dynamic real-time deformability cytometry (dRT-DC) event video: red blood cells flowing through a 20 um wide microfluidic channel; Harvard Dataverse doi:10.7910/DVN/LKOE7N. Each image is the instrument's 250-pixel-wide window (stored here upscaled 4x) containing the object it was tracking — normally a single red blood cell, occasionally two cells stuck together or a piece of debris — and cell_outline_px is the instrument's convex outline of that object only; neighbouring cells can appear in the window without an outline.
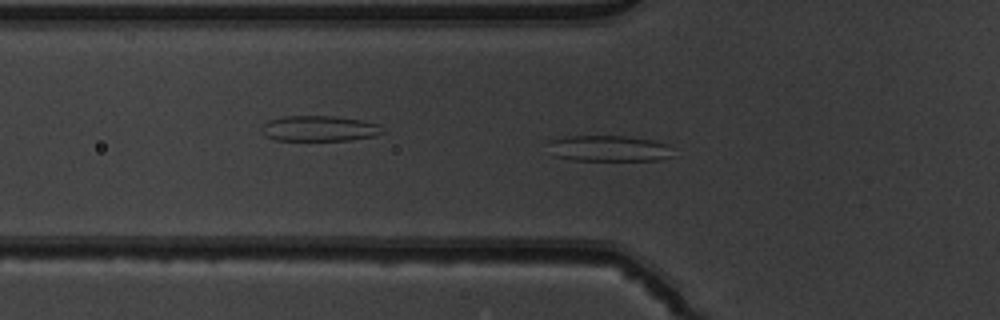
{"species": "common noctule bat (a hibernating species)", "species_latin": "Nyctalus noctula", "temperature_condition": "warm", "stored_images_in_passage": 46, "camera_frame_rate_fps": 3000, "um_per_image_px": 0.085, "animal": {"sex": "male", "body_mass_g": 19.5, "forearm_length_mm": 54.6}, "frame": {"image": 1, "passage_image": 11, "time_ms": 3.333, "image_size_px": [1000, 320], "cell_outline_px": [[672, 156], [660, 160], [572, 160], [556, 156], [548, 140], [564, 136], [624, 136], [656, 140], [668, 144]], "centroid_in_image_um": [51.79, 12.61], "position_along_channel_um": 74.0, "area_um2": 18.79}}
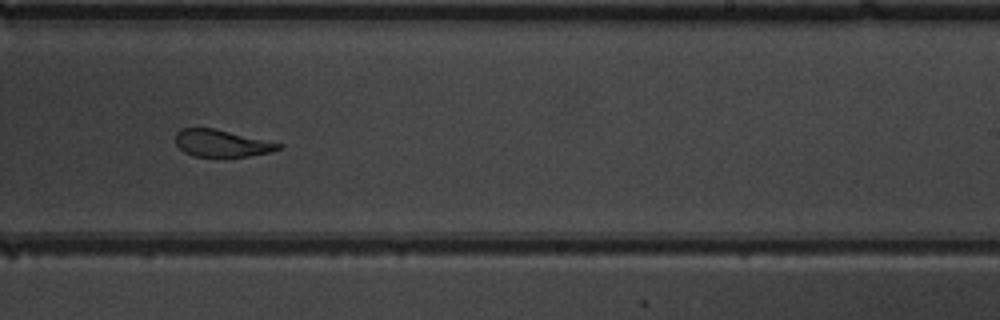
{"frame": {"image": 2, "passage_image": 26, "time_ms": 8.333, "image_size_px": [1000, 320], "cell_outline_px": [[284, 144], [280, 148], [272, 152], [248, 156], [192, 156], [184, 152], [176, 144], [176, 132], [180, 128], [216, 128]], "centroid_in_image_um": [18.85, 12.16], "position_along_channel_um": 270.2, "area_um2": 16.3}}
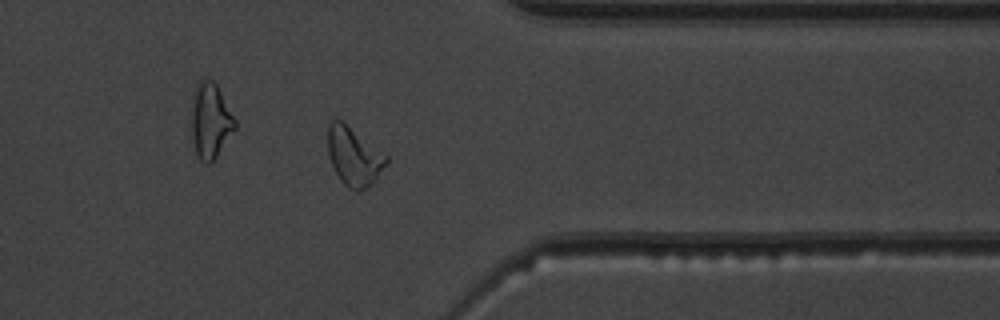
{"frame": {"image": 3, "passage_image": 35, "time_ms": 11.333, "image_size_px": [1000, 320], "cell_outline_px": [[388, 164], [360, 192], [356, 192], [348, 188], [340, 180], [328, 156], [328, 124], [332, 120], [344, 120], [388, 156]], "centroid_in_image_um": [30.07, 13.25], "position_along_channel_um": 381.3, "area_um2": 19.94}, "authors_computed_cell_mechanics": {"area_um2": 18.7561, "velocity_mm_per_s": 3.9178, "shape_relaxation_time_tau1_ms": null, "shape_relaxation_time_tau2_ms": 2.0894, "deformation_change_tau1": null, "deformation_change_tau2": 0.0937}}